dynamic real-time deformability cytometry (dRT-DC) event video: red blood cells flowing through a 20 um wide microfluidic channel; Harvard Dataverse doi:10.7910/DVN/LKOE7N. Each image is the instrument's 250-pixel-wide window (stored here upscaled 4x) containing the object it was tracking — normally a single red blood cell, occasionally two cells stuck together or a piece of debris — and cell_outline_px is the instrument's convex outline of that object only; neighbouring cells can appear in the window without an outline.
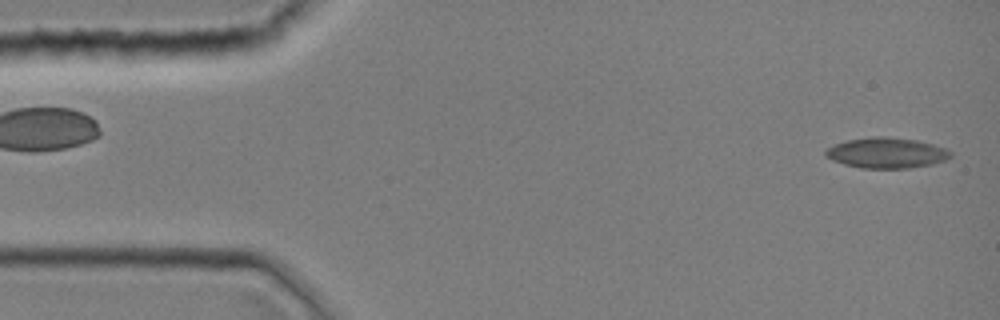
{"species": "common noctule bat (a hibernating species)", "species_latin": "Nyctalus noctula", "temperature_condition": "room temperature", "stored_images_in_passage": 43, "camera_frame_rate_fps": 3000, "um_per_image_px": 0.085, "animal": {"sex": "female", "body_mass_g": 19.0, "forearm_length_mm": 51.5}, "frame": {"image": 1, "passage_image": 1, "time_ms": 0.0, "image_size_px": [1000, 320], "cell_outline_px": [[952, 156], [944, 160], [932, 164], [908, 168], [860, 168], [844, 164], [832, 160], [824, 156], [824, 152], [828, 148], [836, 144], [848, 140], [872, 136], [884, 136], [916, 140], [932, 144], [944, 148], [952, 152]], "centroid_in_image_um": [75.34, 13.0], "position_along_channel_um": 9.7, "area_um2": 22.14}}
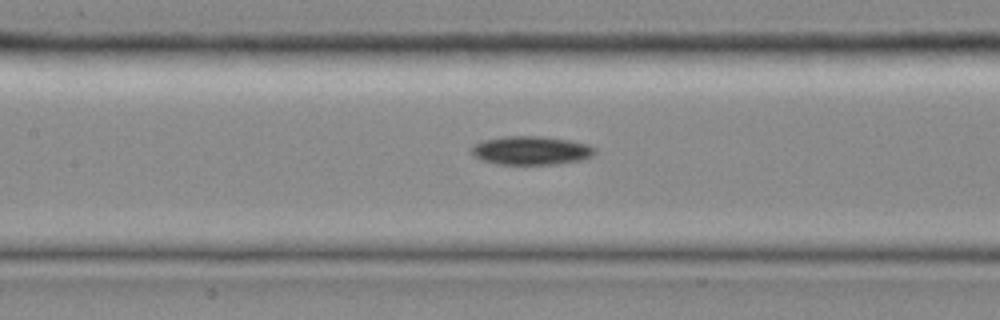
{"frame": {"image": 2, "passage_image": 19, "time_ms": 6.0, "image_size_px": [1000, 320], "cell_outline_px": [[596, 152], [592, 156], [584, 160], [556, 164], [496, 164], [480, 160], [472, 156], [468, 148], [472, 144], [480, 140], [504, 136], [544, 136], [568, 140], [588, 144], [596, 148]], "centroid_in_image_um": [45.08, 12.79], "position_along_channel_um": 162.3, "area_um2": 21.15}}
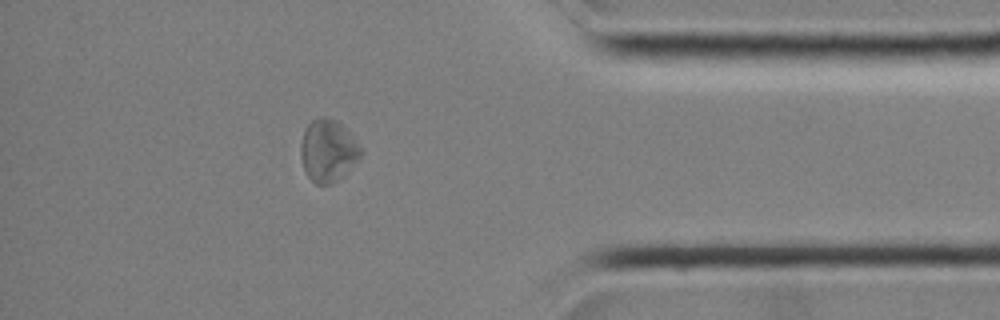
{"frame": {"image": 3, "passage_image": 37, "time_ms": 12.0, "image_size_px": [1000, 320], "cell_outline_px": [[364, 152], [332, 184], [316, 184], [308, 176], [304, 168], [300, 156], [300, 144], [304, 128], [312, 120], [320, 116], [324, 116], [336, 120], [364, 148]], "centroid_in_image_um": [27.85, 12.76], "position_along_channel_um": 407.3, "area_um2": 21.56}}